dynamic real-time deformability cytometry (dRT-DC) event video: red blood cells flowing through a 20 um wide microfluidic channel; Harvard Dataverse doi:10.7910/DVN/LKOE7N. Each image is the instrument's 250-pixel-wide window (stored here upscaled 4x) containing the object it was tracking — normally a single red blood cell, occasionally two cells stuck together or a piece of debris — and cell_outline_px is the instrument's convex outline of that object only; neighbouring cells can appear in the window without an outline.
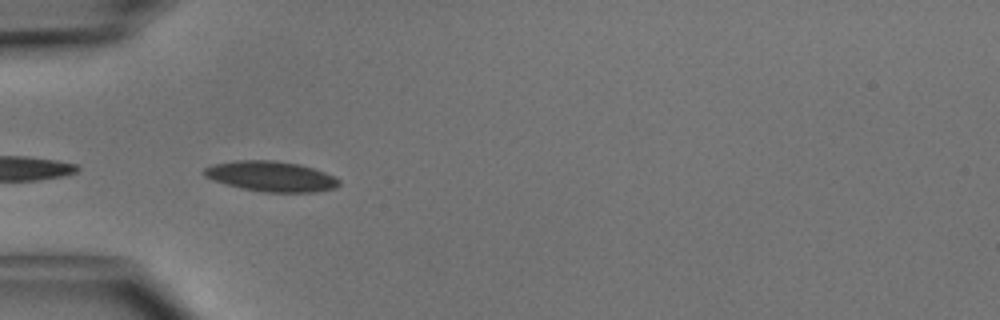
{"species": "common noctule bat (a hibernating species)", "species_latin": "Nyctalus noctula", "temperature_condition": "cold", "stored_images_in_passage": 26, "camera_frame_rate_fps": 3000, "um_per_image_px": 0.085, "animal": {"sex": "male", "body_mass_g": 15.6}, "frame": {"image": 1, "passage_image": 1, "time_ms": 0.0, "image_size_px": [1000, 320], "cell_outline_px": [[340, 184], [336, 188], [312, 192], [264, 192], [240, 188], [212, 180], [204, 176], [204, 168], [212, 164], [236, 160], [272, 160], [300, 164], [336, 176], [340, 180]], "centroid_in_image_um": [23.04, 14.99], "position_along_channel_um": 62.0, "area_um2": 23.93}, "authors_computed_cell_mechanics": {"area_um2": 19.7676, "velocity_mm_per_s": 4.1077, "shape_relaxation_time_tau1_ms": 1.9474, "shape_relaxation_time_tau2_ms": null, "deformation_change_tau1": 0.1039, "deformation_change_tau2": null}}